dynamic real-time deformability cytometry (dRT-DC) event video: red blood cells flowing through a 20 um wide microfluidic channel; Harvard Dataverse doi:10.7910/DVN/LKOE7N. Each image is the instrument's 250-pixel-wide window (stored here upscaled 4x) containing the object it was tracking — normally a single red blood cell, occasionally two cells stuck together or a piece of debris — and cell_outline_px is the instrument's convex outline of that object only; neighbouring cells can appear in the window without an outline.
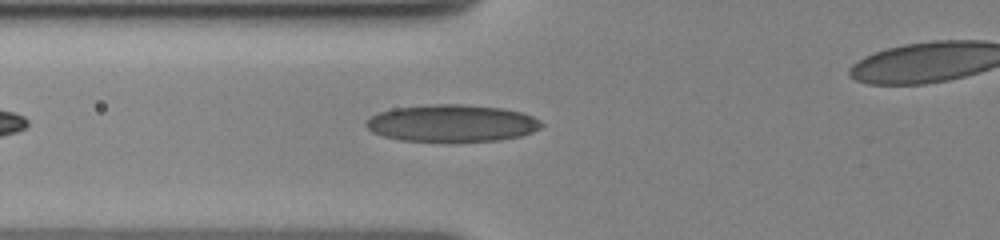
{"species": "human", "species_latin": "Homo sapiens", "temperature_condition": "cold", "stored_images_in_passage": 22, "camera_frame_rate_fps": 3000, "um_per_image_px": 0.085, "donor": {"sex": "female"}, "frame": {"image": 1, "passage_image": 3, "time_ms": 1.0, "image_size_px": [1000, 240], "cell_outline_px": [[544, 124], [540, 128], [532, 132], [520, 136], [500, 140], [400, 140], [384, 136], [372, 132], [364, 124], [372, 116], [380, 112], [396, 108], [432, 104], [460, 104], [504, 108], [520, 112], [532, 116], [540, 120]], "centroid_in_image_um": [38.44, 10.45], "position_along_channel_um": 87.4, "area_um2": 37.34}}
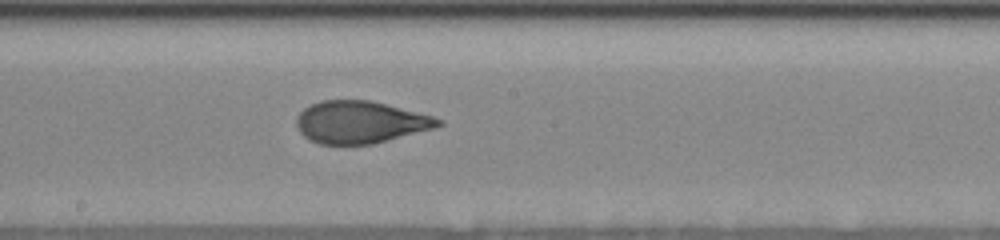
{"frame": {"image": 2, "passage_image": 9, "time_ms": 4.667, "image_size_px": [1000, 240], "cell_outline_px": [[444, 124], [432, 128], [372, 144], [320, 144], [308, 140], [300, 132], [296, 124], [296, 116], [304, 108], [320, 100], [372, 100], [432, 116], [440, 120]], "centroid_in_image_um": [30.56, 10.37], "position_along_channel_um": 217.6, "area_um2": 34.62}}
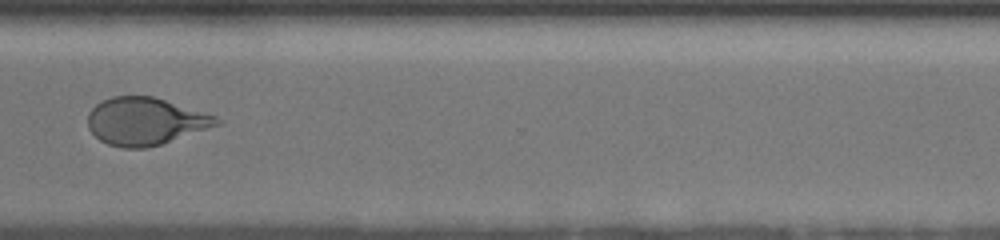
{"frame": {"image": 3, "passage_image": 16, "time_ms": 8.667, "image_size_px": [1000, 240], "cell_outline_px": [[224, 124], [160, 144], [144, 148], [124, 148], [108, 144], [100, 140], [88, 128], [88, 112], [96, 104], [112, 96], [152, 96], [216, 116], [224, 120]], "centroid_in_image_um": [12.38, 10.31], "position_along_channel_um": 358.2, "area_um2": 35.55}, "authors_computed_cell_mechanics": {"area_um2": 35.7782, "velocity_mm_per_s": 3.5284, "shape_relaxation_time_tau1_ms": 3.8278, "shape_relaxation_time_tau2_ms": 0.9741, "deformation_change_tau1": 0.1774, "deformation_change_tau2": 0.0706}}